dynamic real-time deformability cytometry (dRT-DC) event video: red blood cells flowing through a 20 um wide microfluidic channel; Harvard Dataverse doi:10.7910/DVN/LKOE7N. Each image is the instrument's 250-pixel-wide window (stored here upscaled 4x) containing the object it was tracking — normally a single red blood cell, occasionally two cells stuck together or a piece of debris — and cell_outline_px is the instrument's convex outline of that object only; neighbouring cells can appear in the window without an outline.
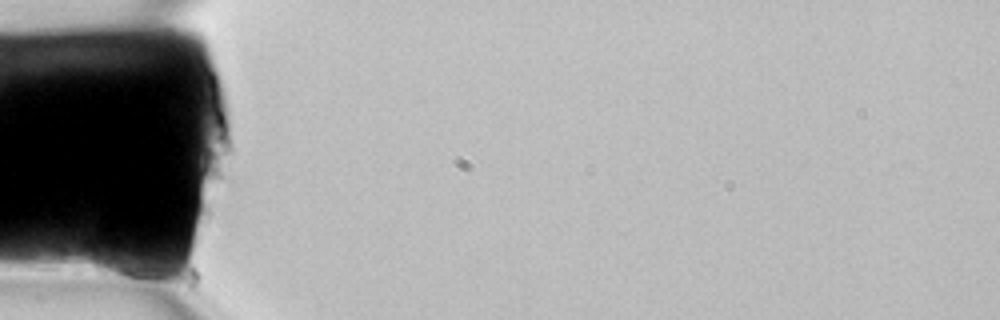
{"species": "common noctule bat (a hibernating species)", "species_latin": "Nyctalus noctula", "temperature_condition": "room temperature", "stored_images_in_passage": 3, "camera_frame_rate_fps": 3000, "um_per_image_px": 0.085, "animal": {"sex": "female", "body_mass_g": 22.7, "forearm_length_mm": 54.2}, "frame": {"image": 1, "passage_image": 1, "time_ms": 0.0, "image_size_px": [1000, 320], "cell_outline_px": [[160, 276], [144, 288], [96, 272], [88, 260], [96, 240], [104, 240], [136, 256], [160, 272]], "centroid_in_image_um": [10.32, 22.51], "position_along_channel_um": 74.7, "area_um2": 13.64}}